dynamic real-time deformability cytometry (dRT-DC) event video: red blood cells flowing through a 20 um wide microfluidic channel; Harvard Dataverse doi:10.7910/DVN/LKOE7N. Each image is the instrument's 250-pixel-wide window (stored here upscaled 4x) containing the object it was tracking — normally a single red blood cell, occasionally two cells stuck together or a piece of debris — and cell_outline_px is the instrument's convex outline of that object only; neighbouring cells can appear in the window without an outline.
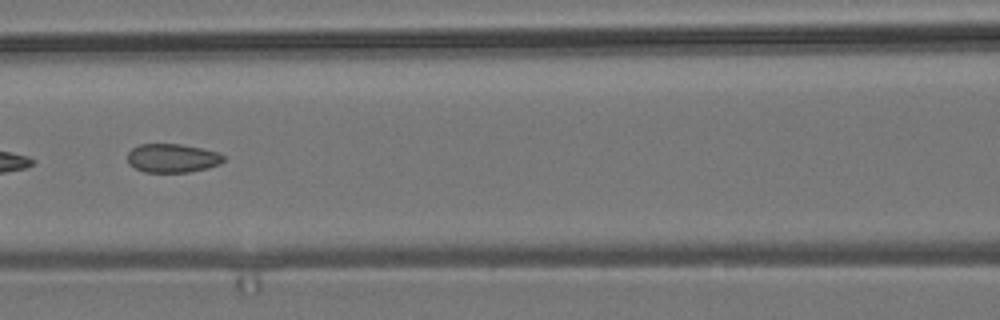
{"species": "common noctule bat (a hibernating species)", "species_latin": "Nyctalus noctula", "temperature_condition": "room temperature", "stored_images_in_passage": 8, "camera_frame_rate_fps": 3000, "um_per_image_px": 0.085, "animal": {"sex": "male", "body_mass_g": 19.2, "forearm_length_mm": 51.8}, "frame": {"image": 1, "passage_image": 7, "time_ms": 7.667, "image_size_px": [1000, 320], "cell_outline_px": [[224, 160], [220, 164], [208, 168], [188, 172], [144, 172], [128, 164], [128, 152], [132, 148], [140, 144], [180, 144], [200, 148], [216, 152], [224, 156]], "centroid_in_image_um": [14.63, 13.44], "position_along_channel_um": 152.0, "area_um2": 16.01}}
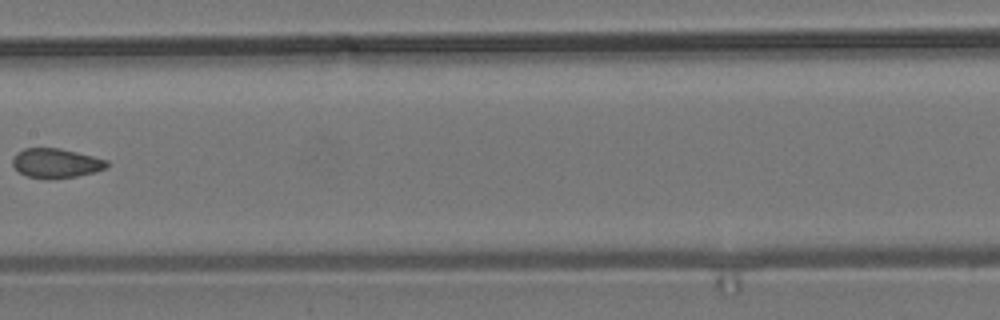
{"frame": {"image": 2, "passage_image": 8, "time_ms": 9.0, "image_size_px": [1000, 320], "cell_outline_px": [[108, 168], [96, 172], [76, 176], [28, 176], [20, 172], [12, 164], [12, 160], [16, 152], [24, 148], [60, 148], [108, 160]], "centroid_in_image_um": [4.79, 13.82], "position_along_channel_um": 202.6, "area_um2": 15.61}}